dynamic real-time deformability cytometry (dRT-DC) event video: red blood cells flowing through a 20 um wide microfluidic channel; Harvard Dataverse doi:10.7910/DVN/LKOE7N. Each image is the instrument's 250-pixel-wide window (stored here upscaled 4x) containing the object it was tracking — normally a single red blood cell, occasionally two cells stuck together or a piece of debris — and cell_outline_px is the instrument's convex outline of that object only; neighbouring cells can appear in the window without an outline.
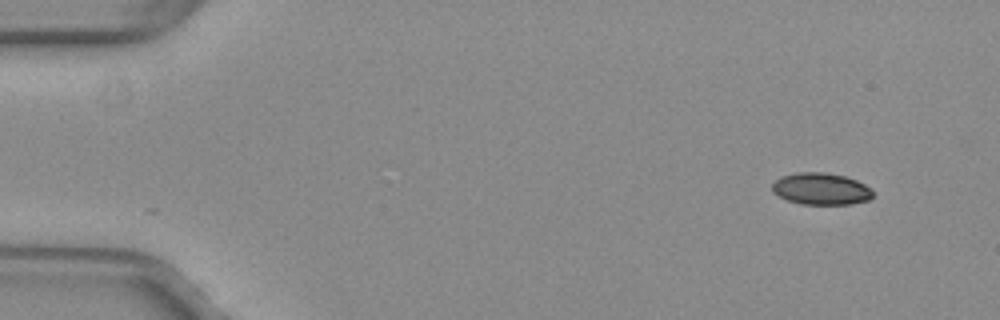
{"species": "common noctule bat (a hibernating species)", "species_latin": "Nyctalus noctula", "temperature_condition": "warm", "stored_images_in_passage": 49, "camera_frame_rate_fps": 3000, "um_per_image_px": 0.085, "animal": {"sex": "female", "body_mass_g": 29.2, "forearm_length_mm": 56.3}, "frame": {"image": 1, "passage_image": 1, "time_ms": 0.0, "image_size_px": [1000, 320], "cell_outline_px": [[872, 196], [868, 200], [848, 204], [800, 204], [788, 200], [772, 192], [772, 184], [780, 176], [796, 172], [828, 172], [844, 176], [856, 180], [872, 188]], "centroid_in_image_um": [69.77, 16.04], "position_along_channel_um": 15.2, "area_um2": 18.73}}
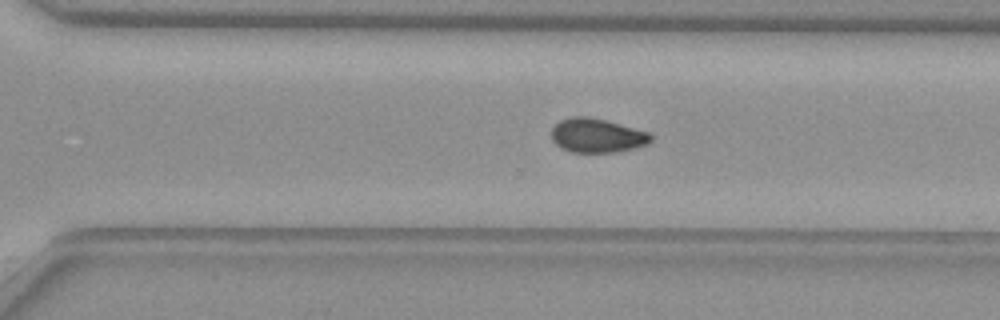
{"frame": {"image": 2, "passage_image": 33, "time_ms": 10.667, "image_size_px": [1000, 320], "cell_outline_px": [[652, 140], [648, 144], [636, 148], [616, 152], [572, 152], [560, 148], [552, 140], [552, 128], [560, 120], [568, 116], [588, 116], [604, 120], [648, 132], [652, 136]], "centroid_in_image_um": [50.73, 11.52], "position_along_channel_um": 319.9, "area_um2": 19.77}}
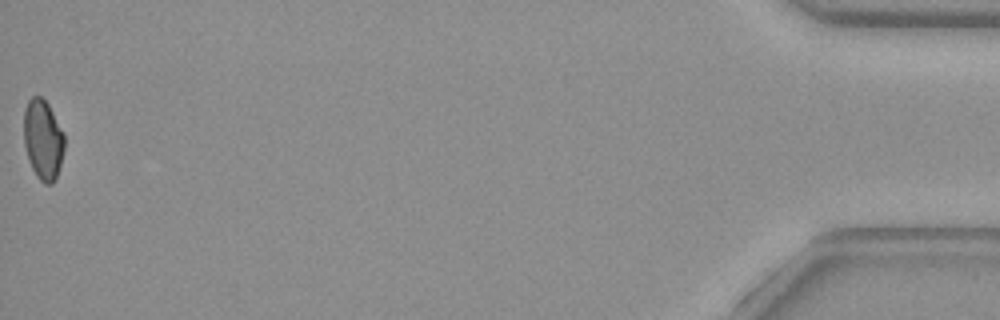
{"frame": {"image": 3, "passage_image": 49, "time_ms": 16.0, "image_size_px": [1000, 320], "cell_outline_px": [[64, 148], [56, 180], [52, 184], [44, 184], [36, 176], [32, 168], [24, 144], [24, 108], [28, 100], [32, 96], [40, 96], [48, 104], [64, 132]], "centroid_in_image_um": [3.66, 11.87], "position_along_channel_um": 431.5, "area_um2": 18.96}, "authors_computed_cell_mechanics": {"area_um2": 19.652, "velocity_mm_per_s": 4.006, "shape_relaxation_time_tau1_ms": null, "shape_relaxation_time_tau2_ms": 3.6748, "deformation_change_tau1": null, "deformation_change_tau2": 0.0723}}